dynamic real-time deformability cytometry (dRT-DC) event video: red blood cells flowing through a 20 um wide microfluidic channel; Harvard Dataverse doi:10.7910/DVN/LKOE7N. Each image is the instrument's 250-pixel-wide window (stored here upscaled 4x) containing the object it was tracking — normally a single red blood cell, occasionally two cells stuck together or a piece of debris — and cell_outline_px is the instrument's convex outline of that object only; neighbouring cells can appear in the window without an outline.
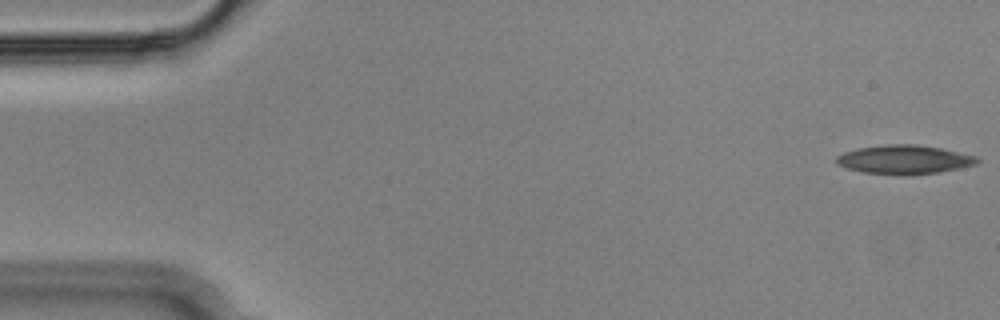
{"species": "Egyptian fruit bat (a non-hibernating species)", "species_latin": "Rousettus aegyptiacus", "temperature_condition": "cold", "stored_images_in_passage": 50, "camera_frame_rate_fps": 3000, "um_per_image_px": 0.085, "animal": {"sex": "male"}, "frame": {"image": 1, "passage_image": 1, "time_ms": 0.0, "image_size_px": [1000, 320], "cell_outline_px": [[980, 160], [976, 164], [936, 172], [900, 176], [864, 172], [848, 168], [836, 164], [836, 156], [844, 152], [856, 148], [884, 144], [916, 144], [940, 148], [976, 156]], "centroid_in_image_um": [76.81, 13.56], "position_along_channel_um": 8.2, "area_um2": 23.64}}
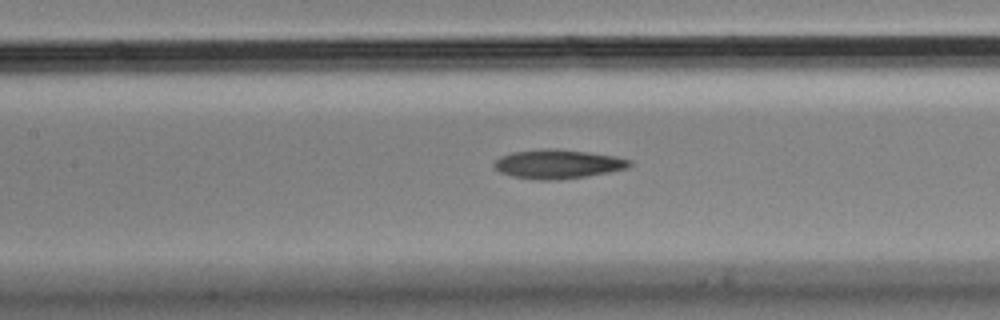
{"frame": {"image": 2, "passage_image": 24, "time_ms": 7.667, "image_size_px": [1000, 320], "cell_outline_px": [[632, 164], [628, 168], [588, 176], [560, 180], [536, 180], [512, 176], [500, 172], [492, 164], [500, 156], [512, 152], [544, 148], [556, 148], [588, 152], [616, 156], [632, 160]], "centroid_in_image_um": [47.42, 13.94], "position_along_channel_um": 160.0, "area_um2": 23.18}}
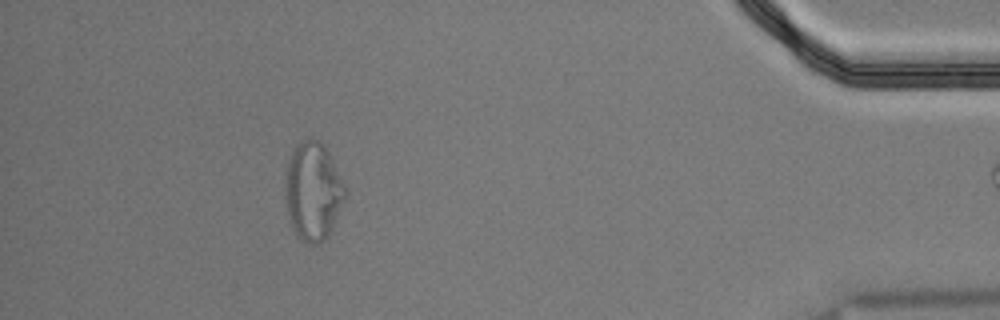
{"frame": {"image": 3, "passage_image": 49, "time_ms": 16.0, "image_size_px": [1000, 320], "cell_outline_px": [[348, 196], [328, 236], [324, 240], [316, 244], [308, 244], [292, 228], [284, 196], [288, 164], [292, 148], [300, 140], [316, 140], [324, 144], [344, 184]], "centroid_in_image_um": [26.62, 16.26], "position_along_channel_um": 408.6, "area_um2": 34.1}}